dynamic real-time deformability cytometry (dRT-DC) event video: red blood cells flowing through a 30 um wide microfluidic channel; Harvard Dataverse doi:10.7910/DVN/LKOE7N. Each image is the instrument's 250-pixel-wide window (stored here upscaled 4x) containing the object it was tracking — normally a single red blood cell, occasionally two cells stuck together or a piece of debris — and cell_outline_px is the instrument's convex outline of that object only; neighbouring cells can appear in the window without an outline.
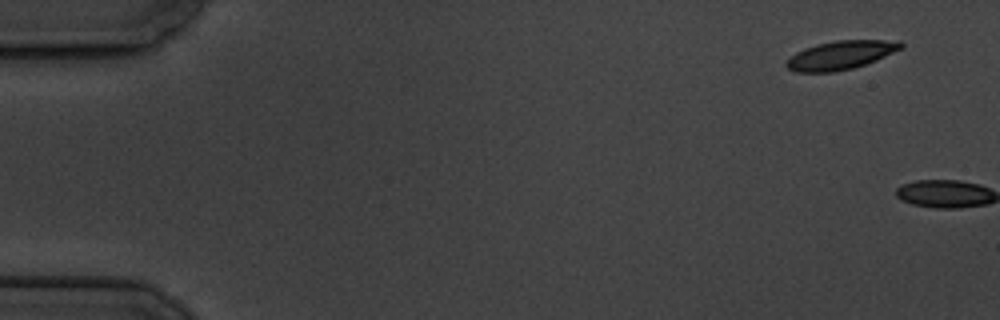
{"species": "common noctule bat (a hibernating species)", "species_latin": "Nyctalus noctula", "temperature_condition": "cold", "stored_images_in_passage": 2, "camera_frame_rate_fps": 3000, "um_per_image_px": 0.085, "animal": {"sex": "male", "body_mass_g": 19.5, "forearm_length_mm": 54.6}, "frame": {"image": 1, "passage_image": 1, "time_ms": 0.0, "image_size_px": [1000, 320], "cell_outline_px": [[904, 48], [876, 60], [852, 68], [832, 72], [796, 72], [788, 68], [784, 64], [796, 52], [804, 48], [816, 44], [836, 40], [900, 40], [904, 44]], "centroid_in_image_um": [71.49, 4.67], "position_along_channel_um": 13.5, "area_um2": 19.13}}